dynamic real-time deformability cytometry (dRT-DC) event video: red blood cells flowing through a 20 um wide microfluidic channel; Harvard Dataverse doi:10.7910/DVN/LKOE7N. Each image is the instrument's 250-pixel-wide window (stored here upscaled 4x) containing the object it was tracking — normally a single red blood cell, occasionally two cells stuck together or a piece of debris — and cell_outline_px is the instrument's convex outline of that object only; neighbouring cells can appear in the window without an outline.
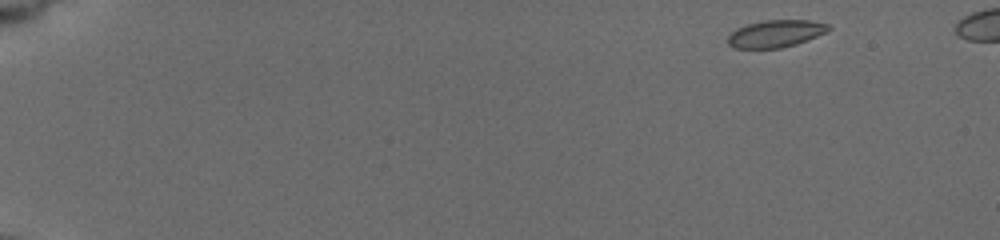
{"species": "common noctule bat (a hibernating species)", "species_latin": "Nyctalus noctula", "temperature_condition": "cold", "stored_images_in_passage": 51, "camera_frame_rate_fps": 3000, "um_per_image_px": 0.085, "animal": {"sex": "female", "body_mass_g": 19.5, "forearm_length_mm": 54.1}, "frame": {"image": 1, "passage_image": 1, "time_ms": 0.0, "image_size_px": [1000, 240], "cell_outline_px": [[832, 28], [828, 32], [796, 44], [780, 48], [736, 48], [728, 44], [728, 36], [736, 28], [748, 24], [764, 20], [808, 20], [828, 24]], "centroid_in_image_um": [65.95, 2.85], "position_along_channel_um": 19.0, "area_um2": 15.95}}
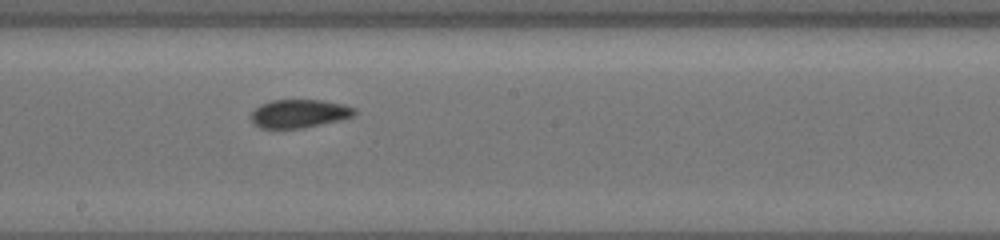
{"frame": {"image": 2, "passage_image": 26, "time_ms": 9.333, "image_size_px": [1000, 240], "cell_outline_px": [[356, 112], [352, 116], [340, 120], [300, 128], [260, 128], [248, 116], [260, 104], [272, 100], [320, 100], [344, 104], [356, 108]], "centroid_in_image_um": [25.42, 9.64], "position_along_channel_um": 222.8, "area_um2": 16.99}}
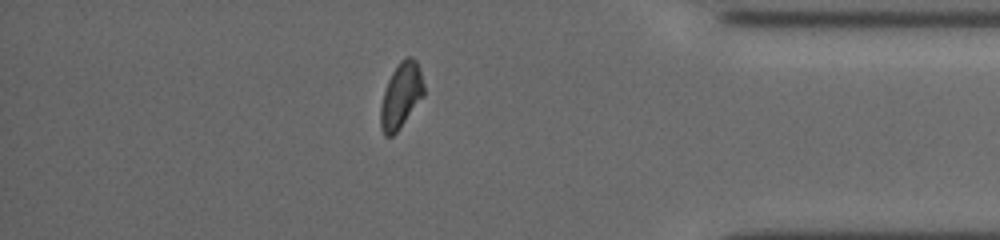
{"frame": {"image": 3, "passage_image": 44, "time_ms": 14.667, "image_size_px": [1000, 240], "cell_outline_px": [[424, 96], [396, 132], [392, 136], [384, 136], [380, 128], [380, 108], [384, 92], [388, 80], [392, 72], [400, 60], [404, 56], [412, 56], [416, 60], [420, 68], [424, 84]], "centroid_in_image_um": [34.09, 8.09], "position_along_channel_um": 401.1, "area_um2": 16.59}}